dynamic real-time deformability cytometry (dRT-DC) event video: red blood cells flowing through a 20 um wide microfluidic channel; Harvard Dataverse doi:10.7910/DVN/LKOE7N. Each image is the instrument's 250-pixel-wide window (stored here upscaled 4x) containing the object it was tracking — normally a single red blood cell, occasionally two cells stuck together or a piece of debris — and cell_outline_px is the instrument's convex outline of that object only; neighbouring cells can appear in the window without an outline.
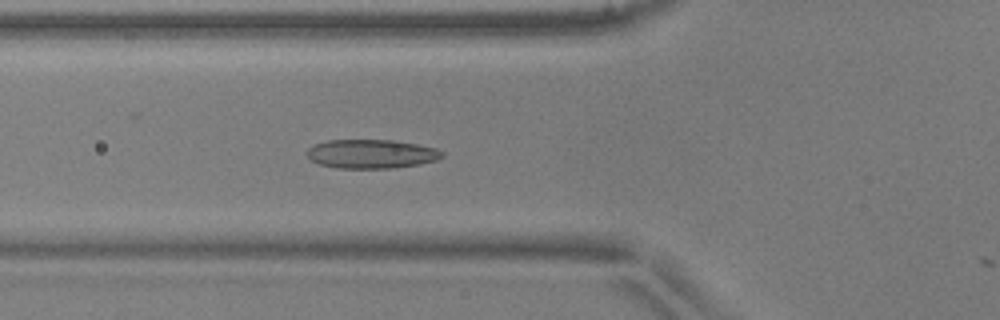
{"species": "common noctule bat (a hibernating species)", "species_latin": "Nyctalus noctula", "temperature_condition": "warm", "stored_images_in_passage": 4, "camera_frame_rate_fps": 3000, "um_per_image_px": 0.085, "animal": {"sex": "male", "body_mass_g": 17.9, "forearm_length_mm": 54.2}, "frame": {"image": 1, "passage_image": 3, "time_ms": 0.667, "image_size_px": [1000, 320], "cell_outline_px": [[444, 156], [436, 160], [420, 164], [392, 168], [336, 168], [320, 164], [308, 160], [304, 152], [308, 148], [316, 144], [328, 140], [392, 140], [416, 144], [436, 148], [444, 152]], "centroid_in_image_um": [31.53, 13.08], "position_along_channel_um": 94.3, "area_um2": 22.95}}